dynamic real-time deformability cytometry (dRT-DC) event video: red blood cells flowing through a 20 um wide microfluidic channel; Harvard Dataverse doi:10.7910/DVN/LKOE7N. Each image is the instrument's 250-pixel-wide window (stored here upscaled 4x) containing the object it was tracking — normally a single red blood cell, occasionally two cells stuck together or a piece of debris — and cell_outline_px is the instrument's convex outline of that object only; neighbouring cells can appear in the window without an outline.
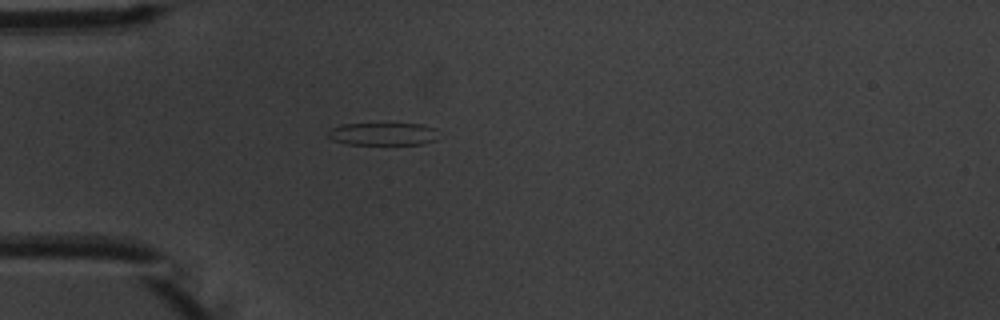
{"species": "common noctule bat (a hibernating species)", "species_latin": "Nyctalus noctula", "temperature_condition": "warm", "stored_images_in_passage": 6, "camera_frame_rate_fps": 3000, "um_per_image_px": 0.085, "animal": {"sex": "male", "body_mass_g": 20.1, "forearm_length_mm": 53.5}, "frame": {"image": 1, "passage_image": 6, "time_ms": 7.0, "image_size_px": [1000, 320], "cell_outline_px": [[436, 140], [420, 144], [344, 144], [332, 140], [328, 136], [328, 132], [332, 128], [340, 124], [424, 124], [436, 128]], "centroid_in_image_um": [32.54, 11.38], "position_along_channel_um": 52.5, "area_um2": 14.57}}